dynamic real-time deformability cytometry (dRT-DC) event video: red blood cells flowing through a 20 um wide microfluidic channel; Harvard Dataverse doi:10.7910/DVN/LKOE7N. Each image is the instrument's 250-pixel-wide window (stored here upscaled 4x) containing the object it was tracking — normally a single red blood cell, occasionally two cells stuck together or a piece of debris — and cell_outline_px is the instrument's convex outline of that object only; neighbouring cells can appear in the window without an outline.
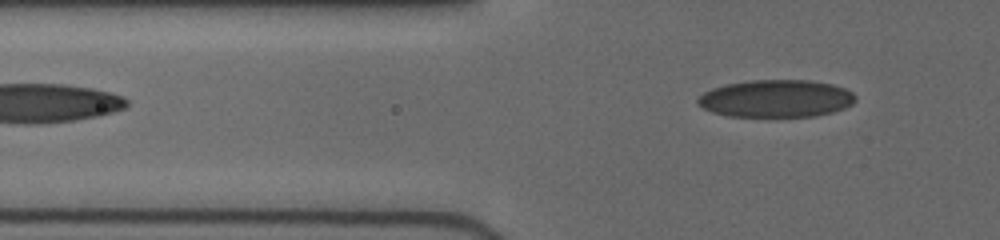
{"species": "human", "species_latin": "Homo sapiens", "temperature_condition": "cold", "stored_images_in_passage": 4, "segment_of_instrument_passage": [2, 2], "camera_frame_rate_fps": 3000, "um_per_image_px": 0.085, "donor": {"sex": "female"}, "frame": {"image": 1, "passage_image": 4, "time_ms": 1.667, "image_size_px": [1000, 240], "cell_outline_px": [[856, 100], [852, 104], [844, 108], [832, 112], [816, 116], [728, 116], [712, 112], [696, 104], [696, 100], [704, 92], [712, 88], [724, 84], [752, 80], [808, 80], [832, 84], [844, 88], [852, 92], [856, 96]], "centroid_in_image_um": [65.96, 8.37], "position_along_channel_um": 59.8, "area_um2": 34.45}}